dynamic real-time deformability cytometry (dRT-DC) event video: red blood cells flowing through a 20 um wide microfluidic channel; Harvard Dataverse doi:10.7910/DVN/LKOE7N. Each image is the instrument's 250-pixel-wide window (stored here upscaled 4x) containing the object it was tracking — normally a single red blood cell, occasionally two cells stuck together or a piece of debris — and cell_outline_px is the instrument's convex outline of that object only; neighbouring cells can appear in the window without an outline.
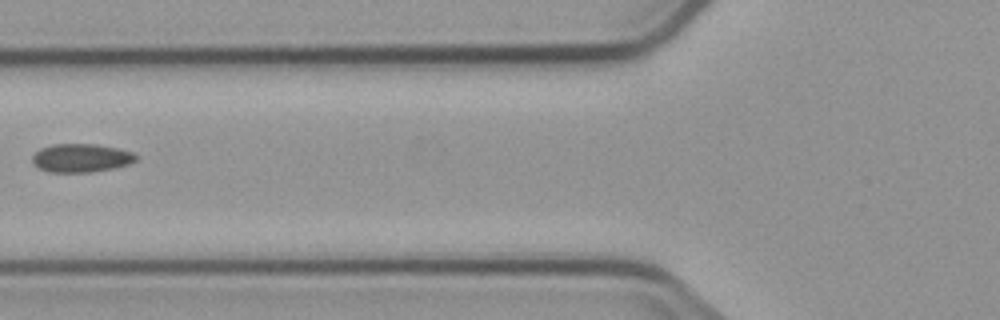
{"species": "common noctule bat (a hibernating species)", "species_latin": "Nyctalus noctula", "temperature_condition": "cold", "stored_images_in_passage": 6, "camera_frame_rate_fps": 3000, "um_per_image_px": 0.085, "animal": {"sex": "male", "body_mass_g": 23.1, "forearm_length_mm": 52.7}, "frame": {"image": 1, "passage_image": 6, "time_ms": 6.667, "image_size_px": [1000, 320], "cell_outline_px": [[136, 160], [128, 164], [112, 168], [88, 172], [48, 172], [36, 168], [32, 164], [32, 156], [40, 148], [52, 144], [96, 144], [116, 148], [132, 152], [136, 156]], "centroid_in_image_um": [6.82, 13.43], "position_along_channel_um": 119.0, "area_um2": 17.17}}